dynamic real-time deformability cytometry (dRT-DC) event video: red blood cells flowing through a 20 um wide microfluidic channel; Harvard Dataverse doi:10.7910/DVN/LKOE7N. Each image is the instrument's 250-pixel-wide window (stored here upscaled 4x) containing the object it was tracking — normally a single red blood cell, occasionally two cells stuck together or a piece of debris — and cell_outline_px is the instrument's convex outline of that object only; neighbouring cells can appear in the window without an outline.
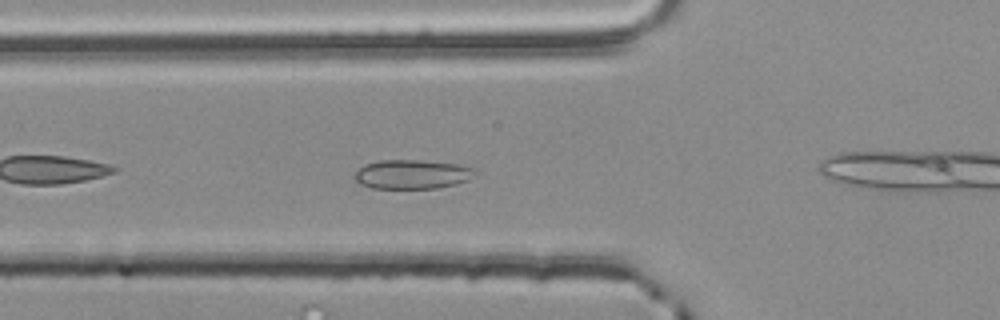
{"species": "common noctule bat (a hibernating species)", "species_latin": "Nyctalus noctula", "temperature_condition": "room temperature", "stored_images_in_passage": 43, "camera_frame_rate_fps": 3000, "um_per_image_px": 0.085, "animal": {"sex": "male", "body_mass_g": 20.4}, "frame": {"image": 1, "passage_image": 7, "time_ms": 2.0, "image_size_px": [1000, 320], "cell_outline_px": [[480, 172], [468, 180], [456, 184], [436, 188], [372, 188], [360, 184], [352, 176], [364, 164], [380, 160], [420, 160], [460, 164], [476, 168]], "centroid_in_image_um": [35.08, 14.8], "position_along_channel_um": 90.7, "area_um2": 20.75}, "authors_computed_cell_mechanics": {"area_um2": 18.785, "velocity_mm_per_s": 3.7565, "shape_relaxation_time_tau1_ms": 7.587, "shape_relaxation_time_tau2_ms": 1.1741, "deformation_change_tau1": 0.0999, "deformation_change_tau2": 0.0606}}